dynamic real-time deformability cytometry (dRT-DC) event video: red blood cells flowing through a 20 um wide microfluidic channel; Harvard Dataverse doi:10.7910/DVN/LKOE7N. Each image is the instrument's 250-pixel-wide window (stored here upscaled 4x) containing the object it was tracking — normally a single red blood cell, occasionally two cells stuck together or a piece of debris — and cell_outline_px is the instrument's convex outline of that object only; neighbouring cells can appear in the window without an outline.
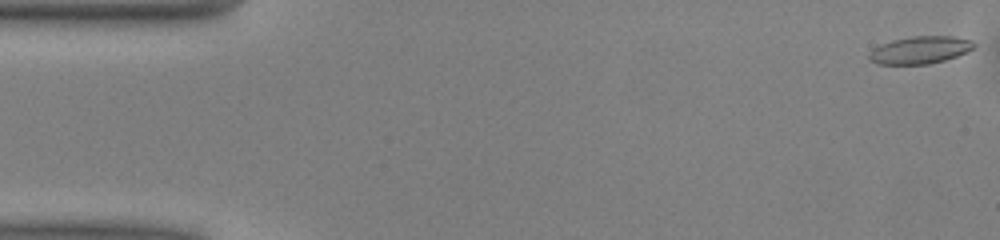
{"species": "common noctule bat (a hibernating species)", "species_latin": "Nyctalus noctula", "temperature_condition": "warm", "stored_images_in_passage": 50, "camera_frame_rate_fps": 3000, "um_per_image_px": 0.085, "animal": {"sex": "male", "body_mass_g": 13.0, "forearm_length_mm": 53.1}, "frame": {"image": 1, "passage_image": 1, "time_ms": 0.0, "image_size_px": [1000, 240], "cell_outline_px": [[976, 44], [968, 52], [944, 60], [928, 64], [876, 64], [868, 60], [868, 56], [872, 48], [880, 44], [892, 40], [912, 36], [956, 36], [972, 40]], "centroid_in_image_um": [78.18, 4.24], "position_along_channel_um": 6.8, "area_um2": 16.94}}
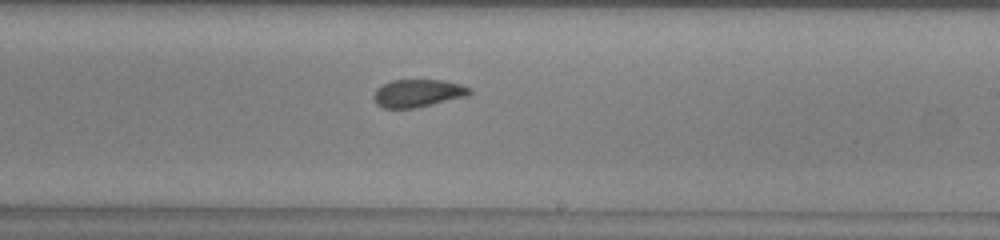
{"frame": {"image": 2, "passage_image": 29, "time_ms": 9.333, "image_size_px": [1000, 240], "cell_outline_px": [[472, 92], [468, 96], [416, 108], [384, 108], [376, 104], [372, 96], [376, 88], [380, 84], [392, 80], [444, 80], [460, 84], [472, 88]], "centroid_in_image_um": [35.51, 7.92], "position_along_channel_um": 253.5, "area_um2": 15.78}}
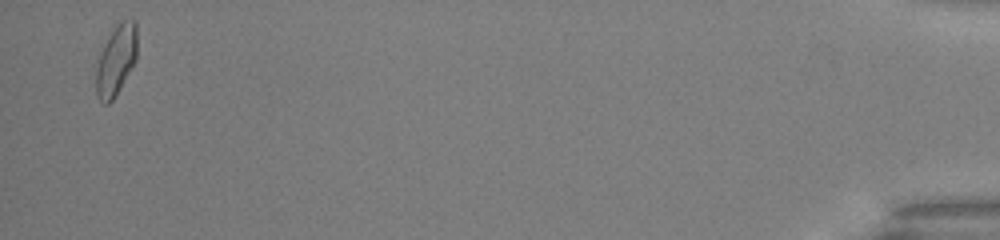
{"frame": {"image": 3, "passage_image": 49, "time_ms": 16.0, "image_size_px": [1000, 240], "cell_outline_px": [[136, 60], [120, 88], [112, 100], [108, 104], [104, 104], [96, 96], [96, 68], [100, 52], [108, 32], [120, 20], [136, 20]], "centroid_in_image_um": [9.84, 5.07], "position_along_channel_um": 425.4, "area_um2": 16.99}, "authors_computed_cell_mechanics": {"area_um2": 16.2707, "velocity_mm_per_s": 4.0493, "shape_relaxation_time_tau1_ms": 6.8635, "shape_relaxation_time_tau2_ms": 2.2858, "deformation_change_tau1": 0.1518, "deformation_change_tau2": 0.0728}}